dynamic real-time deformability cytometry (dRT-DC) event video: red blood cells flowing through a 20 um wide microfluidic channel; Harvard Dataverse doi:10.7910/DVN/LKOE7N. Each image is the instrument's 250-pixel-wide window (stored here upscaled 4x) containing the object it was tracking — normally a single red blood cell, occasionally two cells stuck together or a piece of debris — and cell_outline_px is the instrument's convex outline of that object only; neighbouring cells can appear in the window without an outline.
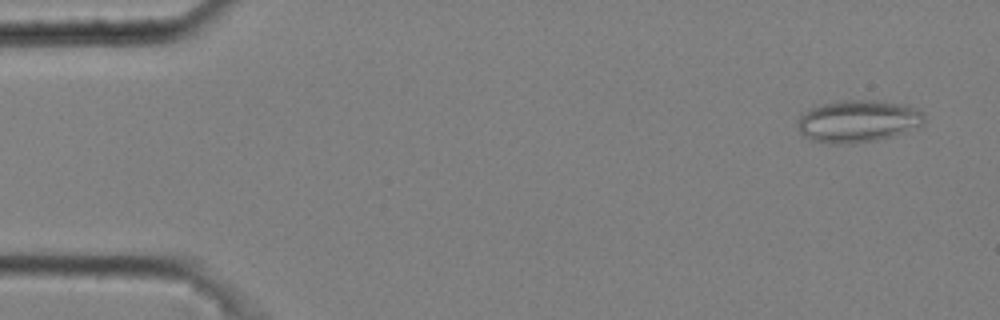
{"species": "common noctule bat (a hibernating species)", "species_latin": "Nyctalus noctula", "temperature_condition": "cold", "stored_images_in_passage": 4, "camera_frame_rate_fps": 3000, "um_per_image_px": 0.085, "animal": {"sex": "male", "body_mass_g": 20.4}, "frame": {"image": 1, "passage_image": 1, "time_ms": 0.0, "image_size_px": [1000, 320], "cell_outline_px": [[924, 124], [892, 136], [876, 140], [852, 144], [832, 144], [812, 140], [800, 132], [800, 116], [804, 112], [820, 104], [840, 100], [876, 100], [904, 104], [916, 108], [924, 112]], "centroid_in_image_um": [72.96, 10.29], "position_along_channel_um": 12.0, "area_um2": 31.04}}